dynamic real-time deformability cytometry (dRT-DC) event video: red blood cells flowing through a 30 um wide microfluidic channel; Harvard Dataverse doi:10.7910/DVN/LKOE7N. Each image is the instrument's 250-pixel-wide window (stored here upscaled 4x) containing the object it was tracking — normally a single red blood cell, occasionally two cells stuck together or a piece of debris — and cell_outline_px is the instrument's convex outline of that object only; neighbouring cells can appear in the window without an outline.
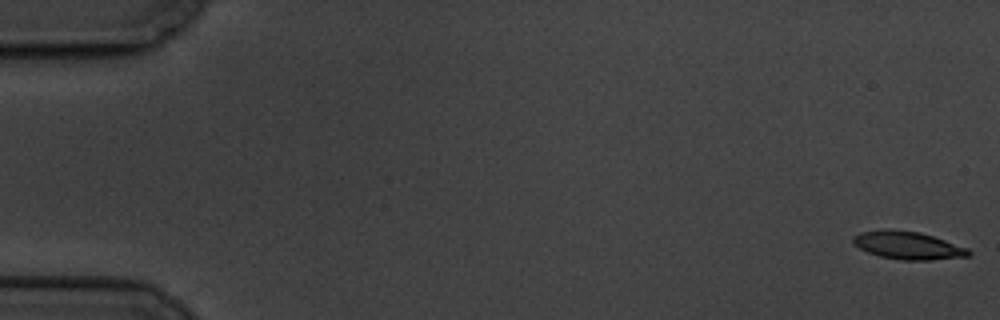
{"species": "common noctule bat (a hibernating species)", "species_latin": "Nyctalus noctula", "temperature_condition": "cold", "stored_images_in_passage": 5, "camera_frame_rate_fps": 3000, "um_per_image_px": 0.085, "animal": {"sex": "male", "body_mass_g": 19.5, "forearm_length_mm": 54.6}, "frame": {"image": 1, "passage_image": 1, "time_ms": 0.0, "image_size_px": [1000, 320], "cell_outline_px": [[972, 252], [968, 256], [928, 260], [904, 260], [880, 256], [868, 252], [860, 248], [852, 240], [852, 236], [860, 232], [888, 228], [920, 232], [968, 248]], "centroid_in_image_um": [77.15, 20.84], "position_along_channel_um": 7.8, "area_um2": 18.61}}
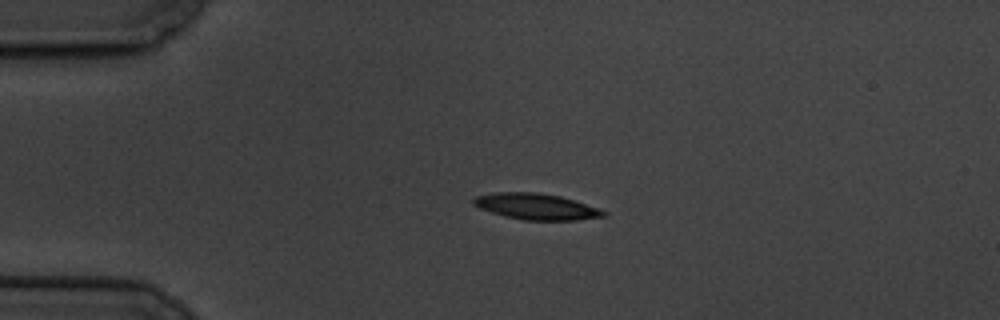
{"frame": {"image": 2, "passage_image": 4, "time_ms": 4.333, "image_size_px": [1000, 320], "cell_outline_px": [[608, 216], [576, 220], [524, 220], [504, 216], [480, 208], [472, 204], [472, 200], [476, 196], [496, 192], [536, 192], [560, 196], [600, 208], [608, 212]], "centroid_in_image_um": [45.61, 17.56], "position_along_channel_um": 39.4, "area_um2": 19.83}}